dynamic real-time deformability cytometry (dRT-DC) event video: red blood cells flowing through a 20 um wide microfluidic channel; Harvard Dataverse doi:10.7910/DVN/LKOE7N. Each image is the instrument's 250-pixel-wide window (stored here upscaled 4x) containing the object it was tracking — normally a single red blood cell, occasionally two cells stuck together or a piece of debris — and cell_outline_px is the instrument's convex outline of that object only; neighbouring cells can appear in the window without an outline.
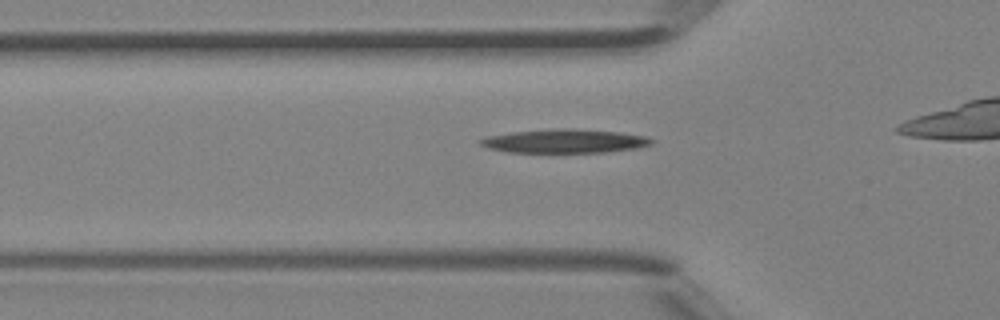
{"species": "Egyptian fruit bat (a non-hibernating species)", "species_latin": "Rousettus aegyptiacus", "temperature_condition": "room temperature", "stored_images_in_passage": 33, "camera_frame_rate_fps": 3000, "um_per_image_px": 0.085, "animal": {"sex": "female"}, "frame": {"image": 1, "passage_image": 11, "time_ms": 3.333, "image_size_px": [1000, 320], "cell_outline_px": [[656, 140], [652, 144], [636, 148], [604, 152], [504, 152], [488, 148], [480, 144], [480, 140], [488, 136], [512, 132], [556, 128], [572, 128], [620, 132], [648, 136]], "centroid_in_image_um": [48.04, 11.98], "position_along_channel_um": 77.8, "area_um2": 23.76}}
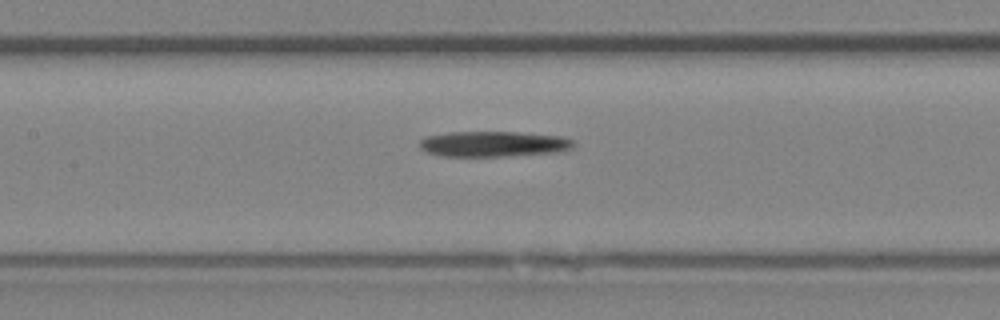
{"frame": {"image": 2, "passage_image": 17, "time_ms": 5.333, "image_size_px": [1000, 320], "cell_outline_px": [[576, 144], [572, 148], [564, 152], [508, 156], [440, 156], [428, 152], [420, 148], [420, 140], [428, 136], [452, 132], [516, 132], [560, 136], [572, 140]], "centroid_in_image_um": [42.0, 12.25], "position_along_channel_um": 165.4, "area_um2": 22.95}}
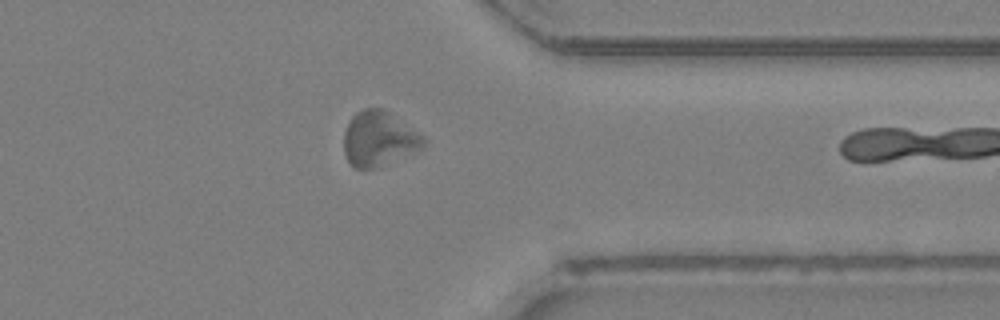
{"frame": {"image": 3, "passage_image": 32, "time_ms": 10.333, "image_size_px": [1000, 320], "cell_outline_px": [[428, 140], [424, 148], [376, 168], [356, 168], [348, 160], [344, 152], [344, 132], [352, 116], [356, 112], [364, 108], [384, 108], [424, 136]], "centroid_in_image_um": [32.24, 11.78], "position_along_channel_um": 379.2, "area_um2": 25.55}}